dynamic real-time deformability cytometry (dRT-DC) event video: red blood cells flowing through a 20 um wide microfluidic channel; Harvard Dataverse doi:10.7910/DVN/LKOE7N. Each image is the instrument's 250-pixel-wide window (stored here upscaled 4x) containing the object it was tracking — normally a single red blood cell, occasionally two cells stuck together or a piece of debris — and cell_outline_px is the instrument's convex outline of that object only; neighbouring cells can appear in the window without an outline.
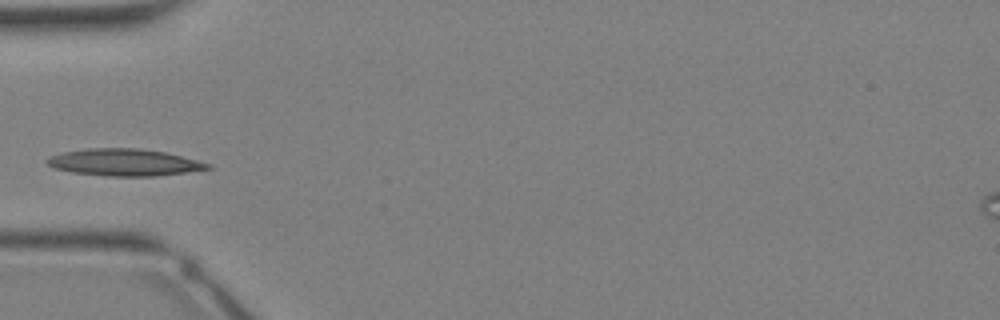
{"species": "Egyptian fruit bat (a non-hibernating species)", "species_latin": "Rousettus aegyptiacus", "temperature_condition": "warm", "stored_images_in_passage": 23, "camera_frame_rate_fps": 3000, "um_per_image_px": 0.085, "animal": {"sex": "female"}, "frame": {"image": 1, "passage_image": 1, "time_ms": 0.0, "image_size_px": [1000, 320], "cell_outline_px": [[212, 168], [156, 176], [108, 176], [72, 172], [56, 168], [48, 164], [44, 160], [48, 156], [64, 152], [88, 148], [136, 148], [164, 152], [212, 164]], "centroid_in_image_um": [10.53, 13.8], "position_along_channel_um": 74.5, "area_um2": 24.97}}
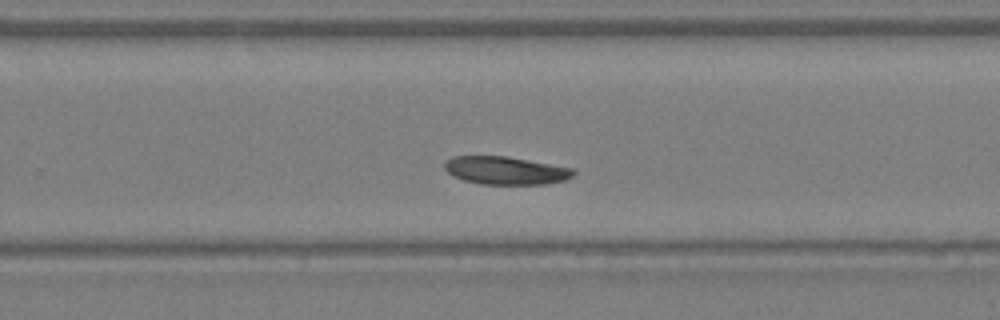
{"frame": {"image": 2, "passage_image": 12, "time_ms": 3.667, "image_size_px": [1000, 320], "cell_outline_px": [[576, 172], [568, 180], [544, 184], [480, 184], [464, 180], [452, 176], [444, 168], [444, 164], [452, 156], [508, 156], [576, 168]], "centroid_in_image_um": [43.03, 14.49], "position_along_channel_um": 286.8, "area_um2": 21.27}}
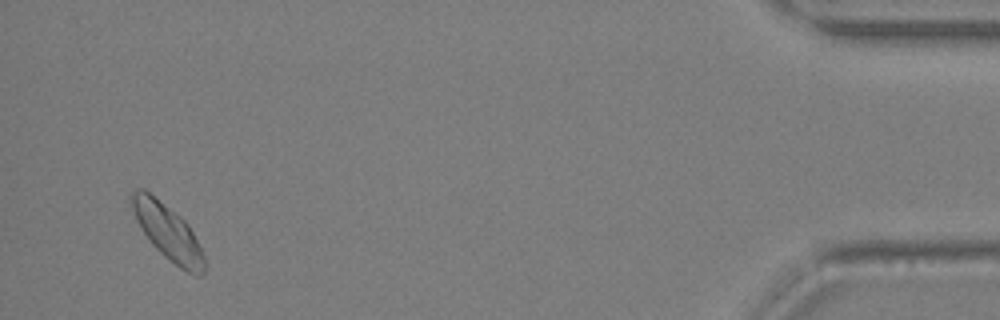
{"frame": {"image": 3, "passage_image": 23, "time_ms": 7.333, "image_size_px": [1000, 320], "cell_outline_px": [[208, 264], [204, 272], [200, 276], [196, 276], [180, 268], [168, 260], [152, 244], [136, 220], [128, 200], [128, 196], [136, 188], [144, 188], [180, 216], [188, 224]], "centroid_in_image_um": [14.25, 19.72], "position_along_channel_um": 421.0, "area_um2": 23.58}}